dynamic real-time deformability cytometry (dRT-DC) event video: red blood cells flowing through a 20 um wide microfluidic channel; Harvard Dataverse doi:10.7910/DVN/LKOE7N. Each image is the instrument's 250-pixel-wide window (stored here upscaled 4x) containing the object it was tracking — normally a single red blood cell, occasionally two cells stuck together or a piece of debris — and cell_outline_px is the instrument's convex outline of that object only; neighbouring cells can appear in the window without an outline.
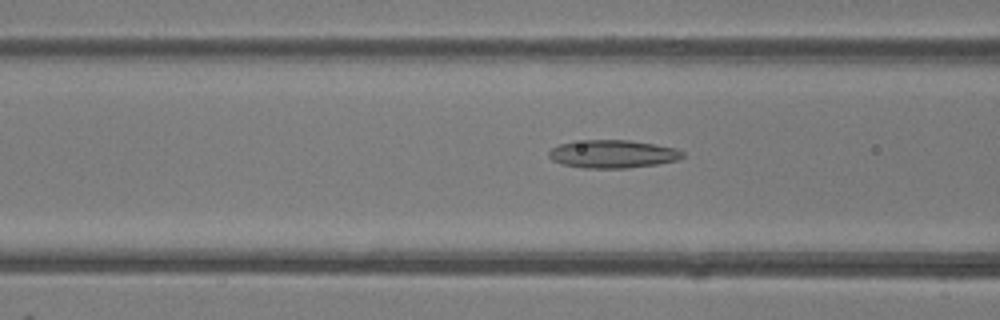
{"species": "common noctule bat (a hibernating species)", "species_latin": "Nyctalus noctula", "temperature_condition": "room temperature", "stored_images_in_passage": 13, "camera_frame_rate_fps": 3000, "um_per_image_px": 0.085, "animal": {"sex": "female"}, "frame": {"image": 1, "passage_image": 11, "time_ms": 3.333, "image_size_px": [1000, 320], "cell_outline_px": [[684, 156], [676, 160], [656, 164], [628, 168], [584, 168], [560, 164], [552, 160], [548, 156], [548, 152], [552, 148], [560, 144], [572, 140], [628, 140], [676, 148], [684, 152]], "centroid_in_image_um": [52.03, 13.09], "position_along_channel_um": 114.6, "area_um2": 21.91}}